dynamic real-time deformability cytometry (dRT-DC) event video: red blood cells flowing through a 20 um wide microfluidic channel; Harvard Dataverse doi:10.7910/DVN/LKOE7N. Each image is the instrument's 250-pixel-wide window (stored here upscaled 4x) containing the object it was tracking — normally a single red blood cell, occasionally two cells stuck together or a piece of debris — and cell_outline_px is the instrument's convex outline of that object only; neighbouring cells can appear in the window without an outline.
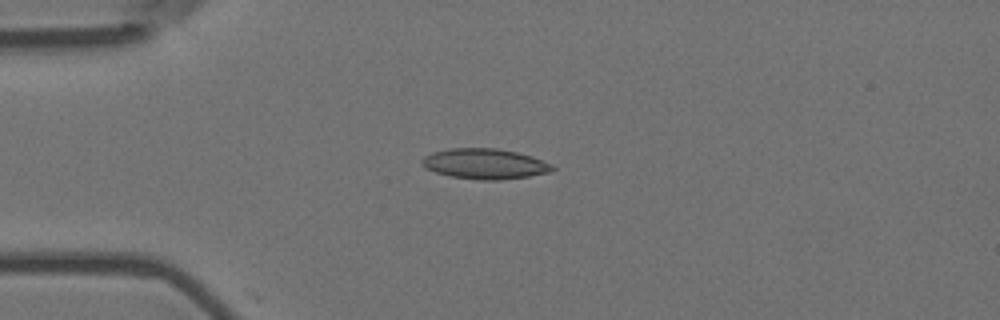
{"species": "Egyptian fruit bat (a non-hibernating species)", "species_latin": "Rousettus aegyptiacus", "temperature_condition": "room temperature", "stored_images_in_passage": 3, "camera_frame_rate_fps": 3000, "um_per_image_px": 0.085, "animal": {"sex": "female"}, "frame": {"image": 1, "passage_image": 3, "time_ms": 0.667, "image_size_px": [1000, 320], "cell_outline_px": [[556, 168], [552, 172], [528, 176], [500, 180], [484, 180], [448, 176], [436, 172], [420, 164], [420, 160], [424, 156], [432, 152], [452, 148], [496, 148], [516, 152], [532, 156], [552, 164]], "centroid_in_image_um": [41.22, 13.92], "position_along_channel_um": 43.8, "area_um2": 23.12}}